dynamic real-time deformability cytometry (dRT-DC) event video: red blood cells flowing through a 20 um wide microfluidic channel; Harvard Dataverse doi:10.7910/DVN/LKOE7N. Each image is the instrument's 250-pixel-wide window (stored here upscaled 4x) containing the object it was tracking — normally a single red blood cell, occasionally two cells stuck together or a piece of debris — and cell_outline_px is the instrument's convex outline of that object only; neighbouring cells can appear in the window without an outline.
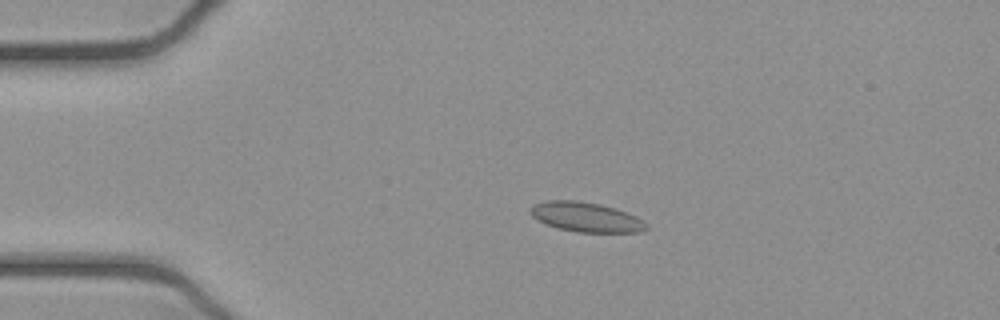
{"species": "common noctule bat (a hibernating species)", "species_latin": "Nyctalus noctula", "temperature_condition": "cold", "stored_images_in_passage": 52, "camera_frame_rate_fps": 3000, "um_per_image_px": 0.085, "animal": {"sex": "female", "body_mass_g": 21.9}, "frame": {"image": 1, "passage_image": 11, "time_ms": 3.333, "image_size_px": [1000, 320], "cell_outline_px": [[648, 228], [640, 232], [576, 232], [556, 228], [532, 216], [528, 212], [528, 208], [532, 204], [548, 200], [576, 200], [600, 204], [616, 208], [636, 216], [648, 224]], "centroid_in_image_um": [49.79, 18.44], "position_along_channel_um": 35.2, "area_um2": 20.17}}
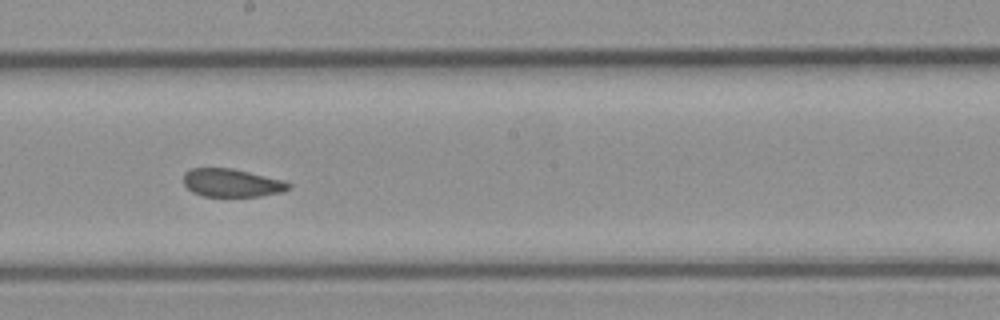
{"frame": {"image": 2, "passage_image": 29, "time_ms": 9.333, "image_size_px": [1000, 320], "cell_outline_px": [[292, 188], [284, 192], [260, 196], [204, 196], [192, 192], [184, 184], [184, 172], [192, 168], [232, 168], [284, 180], [292, 184]], "centroid_in_image_um": [19.74, 15.54], "position_along_channel_um": 228.5, "area_um2": 17.34}}
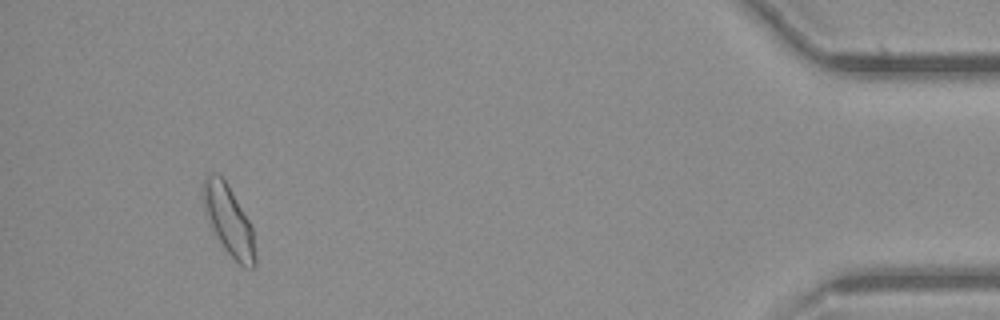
{"frame": {"image": 3, "passage_image": 49, "time_ms": 16.0, "image_size_px": [1000, 320], "cell_outline_px": [[256, 264], [252, 268], [244, 268], [224, 248], [208, 224], [204, 212], [200, 188], [208, 172], [212, 172], [220, 176], [228, 184], [248, 220], [252, 228], [256, 256]], "centroid_in_image_um": [19.39, 18.7], "position_along_channel_um": 415.8, "area_um2": 21.33}, "authors_computed_cell_mechanics": {"area_um2": 19.1318, "velocity_mm_per_s": 3.8789, "shape_relaxation_time_tau1_ms": null, "shape_relaxation_time_tau2_ms": 1.3096, "deformation_change_tau1": null, "deformation_change_tau2": 0.0778}}